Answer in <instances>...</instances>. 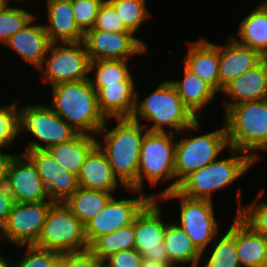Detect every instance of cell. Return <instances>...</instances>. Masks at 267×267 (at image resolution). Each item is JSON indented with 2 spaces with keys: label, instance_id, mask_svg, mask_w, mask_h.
Here are the masks:
<instances>
[{
  "label": "cell",
  "instance_id": "6da1fadb",
  "mask_svg": "<svg viewBox=\"0 0 267 267\" xmlns=\"http://www.w3.org/2000/svg\"><path fill=\"white\" fill-rule=\"evenodd\" d=\"M147 132L143 124L132 118H112L106 120L96 136L114 176L125 188L138 190L140 150Z\"/></svg>",
  "mask_w": 267,
  "mask_h": 267
},
{
  "label": "cell",
  "instance_id": "7a4b0ae2",
  "mask_svg": "<svg viewBox=\"0 0 267 267\" xmlns=\"http://www.w3.org/2000/svg\"><path fill=\"white\" fill-rule=\"evenodd\" d=\"M155 87L145 98H141L137 89L135 109L131 116L143 124L147 131L177 135L198 120L183 104L169 78Z\"/></svg>",
  "mask_w": 267,
  "mask_h": 267
},
{
  "label": "cell",
  "instance_id": "3957f363",
  "mask_svg": "<svg viewBox=\"0 0 267 267\" xmlns=\"http://www.w3.org/2000/svg\"><path fill=\"white\" fill-rule=\"evenodd\" d=\"M51 88L53 111L80 134L98 135L106 118L101 113L97 92L89 79L60 83Z\"/></svg>",
  "mask_w": 267,
  "mask_h": 267
},
{
  "label": "cell",
  "instance_id": "277c9868",
  "mask_svg": "<svg viewBox=\"0 0 267 267\" xmlns=\"http://www.w3.org/2000/svg\"><path fill=\"white\" fill-rule=\"evenodd\" d=\"M203 120H196L176 135L174 161L176 189L186 176L215 161L230 148L224 122L222 121L223 125L220 128L202 132Z\"/></svg>",
  "mask_w": 267,
  "mask_h": 267
},
{
  "label": "cell",
  "instance_id": "5b68a950",
  "mask_svg": "<svg viewBox=\"0 0 267 267\" xmlns=\"http://www.w3.org/2000/svg\"><path fill=\"white\" fill-rule=\"evenodd\" d=\"M226 152H229L228 157L223 154L215 161L186 176L178 184L176 191L191 199L214 201L213 196L217 191L234 185L237 180L249 173L253 165L257 164L245 152L234 148H229ZM222 156H224L223 159Z\"/></svg>",
  "mask_w": 267,
  "mask_h": 267
},
{
  "label": "cell",
  "instance_id": "8992f818",
  "mask_svg": "<svg viewBox=\"0 0 267 267\" xmlns=\"http://www.w3.org/2000/svg\"><path fill=\"white\" fill-rule=\"evenodd\" d=\"M175 148L176 134L149 131L145 134L139 157L138 191L146 190L145 180L151 189L170 182L157 193H149L152 199H158L163 194L176 190Z\"/></svg>",
  "mask_w": 267,
  "mask_h": 267
},
{
  "label": "cell",
  "instance_id": "52a82bcc",
  "mask_svg": "<svg viewBox=\"0 0 267 267\" xmlns=\"http://www.w3.org/2000/svg\"><path fill=\"white\" fill-rule=\"evenodd\" d=\"M223 114L230 148L247 153L256 163L267 152V99L243 102Z\"/></svg>",
  "mask_w": 267,
  "mask_h": 267
},
{
  "label": "cell",
  "instance_id": "ba28073f",
  "mask_svg": "<svg viewBox=\"0 0 267 267\" xmlns=\"http://www.w3.org/2000/svg\"><path fill=\"white\" fill-rule=\"evenodd\" d=\"M19 136L27 135L22 151L46 150L50 146L74 139L79 132L65 122L46 102L29 103L19 106ZM25 134V135H24ZM33 137V138H32Z\"/></svg>",
  "mask_w": 267,
  "mask_h": 267
},
{
  "label": "cell",
  "instance_id": "9c48e42d",
  "mask_svg": "<svg viewBox=\"0 0 267 267\" xmlns=\"http://www.w3.org/2000/svg\"><path fill=\"white\" fill-rule=\"evenodd\" d=\"M161 204L168 201H177L180 205L177 215L178 219L170 218L193 241L197 249L202 253L213 242L216 236L222 231L219 218L216 216L215 201L191 199L178 193L176 190L167 192L158 198Z\"/></svg>",
  "mask_w": 267,
  "mask_h": 267
},
{
  "label": "cell",
  "instance_id": "30bf717a",
  "mask_svg": "<svg viewBox=\"0 0 267 267\" xmlns=\"http://www.w3.org/2000/svg\"><path fill=\"white\" fill-rule=\"evenodd\" d=\"M34 246L59 254L89 250L85 225L64 203H54Z\"/></svg>",
  "mask_w": 267,
  "mask_h": 267
},
{
  "label": "cell",
  "instance_id": "8fae6325",
  "mask_svg": "<svg viewBox=\"0 0 267 267\" xmlns=\"http://www.w3.org/2000/svg\"><path fill=\"white\" fill-rule=\"evenodd\" d=\"M90 58L84 42L51 43L43 64L37 70L41 82L50 87L89 79Z\"/></svg>",
  "mask_w": 267,
  "mask_h": 267
},
{
  "label": "cell",
  "instance_id": "7c38bea8",
  "mask_svg": "<svg viewBox=\"0 0 267 267\" xmlns=\"http://www.w3.org/2000/svg\"><path fill=\"white\" fill-rule=\"evenodd\" d=\"M124 192H129L130 195L124 197L123 193L119 195L120 192L113 195L106 206L85 225L89 246L101 235L115 232L133 223L135 216L152 199L148 193L133 188H126ZM122 195L123 197H120Z\"/></svg>",
  "mask_w": 267,
  "mask_h": 267
},
{
  "label": "cell",
  "instance_id": "4fadbf2b",
  "mask_svg": "<svg viewBox=\"0 0 267 267\" xmlns=\"http://www.w3.org/2000/svg\"><path fill=\"white\" fill-rule=\"evenodd\" d=\"M159 203V199H151L135 216L134 249L142 255V259L169 263L163 237L166 225L170 221L165 219L166 216L170 218V215L163 214L166 210Z\"/></svg>",
  "mask_w": 267,
  "mask_h": 267
},
{
  "label": "cell",
  "instance_id": "5bb4252c",
  "mask_svg": "<svg viewBox=\"0 0 267 267\" xmlns=\"http://www.w3.org/2000/svg\"><path fill=\"white\" fill-rule=\"evenodd\" d=\"M53 204L52 201L15 202L0 229V242H9L14 248L34 245Z\"/></svg>",
  "mask_w": 267,
  "mask_h": 267
},
{
  "label": "cell",
  "instance_id": "9a60e30c",
  "mask_svg": "<svg viewBox=\"0 0 267 267\" xmlns=\"http://www.w3.org/2000/svg\"><path fill=\"white\" fill-rule=\"evenodd\" d=\"M90 61L134 60V56L148 53V44L133 32L88 30L83 40Z\"/></svg>",
  "mask_w": 267,
  "mask_h": 267
},
{
  "label": "cell",
  "instance_id": "2e32d148",
  "mask_svg": "<svg viewBox=\"0 0 267 267\" xmlns=\"http://www.w3.org/2000/svg\"><path fill=\"white\" fill-rule=\"evenodd\" d=\"M5 184L14 202L50 201L35 164L25 153L13 158Z\"/></svg>",
  "mask_w": 267,
  "mask_h": 267
},
{
  "label": "cell",
  "instance_id": "e0dca14e",
  "mask_svg": "<svg viewBox=\"0 0 267 267\" xmlns=\"http://www.w3.org/2000/svg\"><path fill=\"white\" fill-rule=\"evenodd\" d=\"M35 164L50 201L64 203L77 189V176L64 169L47 150L22 151Z\"/></svg>",
  "mask_w": 267,
  "mask_h": 267
},
{
  "label": "cell",
  "instance_id": "ac0fdd59",
  "mask_svg": "<svg viewBox=\"0 0 267 267\" xmlns=\"http://www.w3.org/2000/svg\"><path fill=\"white\" fill-rule=\"evenodd\" d=\"M40 14L36 16L20 31L10 37L4 44L5 48L15 52L21 58L24 64H29L38 70L43 64L47 55L51 41L44 28L43 22H40ZM40 23H39V22Z\"/></svg>",
  "mask_w": 267,
  "mask_h": 267
},
{
  "label": "cell",
  "instance_id": "d6986e66",
  "mask_svg": "<svg viewBox=\"0 0 267 267\" xmlns=\"http://www.w3.org/2000/svg\"><path fill=\"white\" fill-rule=\"evenodd\" d=\"M219 44V93L231 81L258 65L265 57L257 50L240 44L231 34Z\"/></svg>",
  "mask_w": 267,
  "mask_h": 267
},
{
  "label": "cell",
  "instance_id": "ffe728a7",
  "mask_svg": "<svg viewBox=\"0 0 267 267\" xmlns=\"http://www.w3.org/2000/svg\"><path fill=\"white\" fill-rule=\"evenodd\" d=\"M220 93L225 96V100L221 101L223 113L243 102L267 99V57L242 76L231 81Z\"/></svg>",
  "mask_w": 267,
  "mask_h": 267
},
{
  "label": "cell",
  "instance_id": "44dd1931",
  "mask_svg": "<svg viewBox=\"0 0 267 267\" xmlns=\"http://www.w3.org/2000/svg\"><path fill=\"white\" fill-rule=\"evenodd\" d=\"M205 38L186 42L182 64L219 93V44Z\"/></svg>",
  "mask_w": 267,
  "mask_h": 267
},
{
  "label": "cell",
  "instance_id": "7402d4cb",
  "mask_svg": "<svg viewBox=\"0 0 267 267\" xmlns=\"http://www.w3.org/2000/svg\"><path fill=\"white\" fill-rule=\"evenodd\" d=\"M45 3L43 21L51 43L82 42L84 33L75 23L71 0H42ZM47 20V21H46Z\"/></svg>",
  "mask_w": 267,
  "mask_h": 267
},
{
  "label": "cell",
  "instance_id": "603a6c76",
  "mask_svg": "<svg viewBox=\"0 0 267 267\" xmlns=\"http://www.w3.org/2000/svg\"><path fill=\"white\" fill-rule=\"evenodd\" d=\"M78 186L118 194L126 188L114 176L106 154L97 144L88 154L77 176ZM120 186V187H119Z\"/></svg>",
  "mask_w": 267,
  "mask_h": 267
},
{
  "label": "cell",
  "instance_id": "cb8c5ba5",
  "mask_svg": "<svg viewBox=\"0 0 267 267\" xmlns=\"http://www.w3.org/2000/svg\"><path fill=\"white\" fill-rule=\"evenodd\" d=\"M182 66V79H170L169 81L175 87L183 104L197 119H202L204 117L202 114H206L203 110H206L205 107H208L210 103L216 101L218 92L183 64Z\"/></svg>",
  "mask_w": 267,
  "mask_h": 267
},
{
  "label": "cell",
  "instance_id": "d4e9b609",
  "mask_svg": "<svg viewBox=\"0 0 267 267\" xmlns=\"http://www.w3.org/2000/svg\"><path fill=\"white\" fill-rule=\"evenodd\" d=\"M136 82H119L101 88L97 101L106 119L131 118L136 104Z\"/></svg>",
  "mask_w": 267,
  "mask_h": 267
},
{
  "label": "cell",
  "instance_id": "484cf974",
  "mask_svg": "<svg viewBox=\"0 0 267 267\" xmlns=\"http://www.w3.org/2000/svg\"><path fill=\"white\" fill-rule=\"evenodd\" d=\"M235 38L240 44L257 50L267 57V4L258 2L239 22Z\"/></svg>",
  "mask_w": 267,
  "mask_h": 267
},
{
  "label": "cell",
  "instance_id": "4316f807",
  "mask_svg": "<svg viewBox=\"0 0 267 267\" xmlns=\"http://www.w3.org/2000/svg\"><path fill=\"white\" fill-rule=\"evenodd\" d=\"M232 221L202 252L198 267H241L236 249V215Z\"/></svg>",
  "mask_w": 267,
  "mask_h": 267
},
{
  "label": "cell",
  "instance_id": "83f0119b",
  "mask_svg": "<svg viewBox=\"0 0 267 267\" xmlns=\"http://www.w3.org/2000/svg\"><path fill=\"white\" fill-rule=\"evenodd\" d=\"M236 249L241 267H263L267 258V237L255 232L236 215Z\"/></svg>",
  "mask_w": 267,
  "mask_h": 267
},
{
  "label": "cell",
  "instance_id": "f1b7e54d",
  "mask_svg": "<svg viewBox=\"0 0 267 267\" xmlns=\"http://www.w3.org/2000/svg\"><path fill=\"white\" fill-rule=\"evenodd\" d=\"M163 241L168 252L169 264L174 267L182 264L198 267L202 253L185 231L172 220L166 225Z\"/></svg>",
  "mask_w": 267,
  "mask_h": 267
},
{
  "label": "cell",
  "instance_id": "f546056e",
  "mask_svg": "<svg viewBox=\"0 0 267 267\" xmlns=\"http://www.w3.org/2000/svg\"><path fill=\"white\" fill-rule=\"evenodd\" d=\"M97 145L95 135L78 134L74 139L46 150L67 171L78 176L90 151Z\"/></svg>",
  "mask_w": 267,
  "mask_h": 267
},
{
  "label": "cell",
  "instance_id": "4dcf8cb0",
  "mask_svg": "<svg viewBox=\"0 0 267 267\" xmlns=\"http://www.w3.org/2000/svg\"><path fill=\"white\" fill-rule=\"evenodd\" d=\"M129 63L133 62L130 60L91 61L89 80L93 89L98 92L101 88L119 84V82H136V78L133 77L134 71L132 72Z\"/></svg>",
  "mask_w": 267,
  "mask_h": 267
},
{
  "label": "cell",
  "instance_id": "1f68e13d",
  "mask_svg": "<svg viewBox=\"0 0 267 267\" xmlns=\"http://www.w3.org/2000/svg\"><path fill=\"white\" fill-rule=\"evenodd\" d=\"M113 195L109 192L78 187L64 204L86 225L106 206Z\"/></svg>",
  "mask_w": 267,
  "mask_h": 267
},
{
  "label": "cell",
  "instance_id": "d6a6232c",
  "mask_svg": "<svg viewBox=\"0 0 267 267\" xmlns=\"http://www.w3.org/2000/svg\"><path fill=\"white\" fill-rule=\"evenodd\" d=\"M241 189L242 188L238 187L235 193L237 198V209L235 211V215H238L255 232L267 237V201L261 200L265 196V188L260 189L259 192H257L255 199L250 202L248 200L246 202L247 204L241 200L244 199L242 197L244 190Z\"/></svg>",
  "mask_w": 267,
  "mask_h": 267
},
{
  "label": "cell",
  "instance_id": "836d02e7",
  "mask_svg": "<svg viewBox=\"0 0 267 267\" xmlns=\"http://www.w3.org/2000/svg\"><path fill=\"white\" fill-rule=\"evenodd\" d=\"M135 230L134 221L128 226L122 227L115 232L101 235L91 245L89 250L103 262L112 254L122 250L134 249Z\"/></svg>",
  "mask_w": 267,
  "mask_h": 267
},
{
  "label": "cell",
  "instance_id": "e575fe53",
  "mask_svg": "<svg viewBox=\"0 0 267 267\" xmlns=\"http://www.w3.org/2000/svg\"><path fill=\"white\" fill-rule=\"evenodd\" d=\"M6 0L0 6V44L4 45L12 35L22 30L36 15L28 6ZM15 4V5H14ZM20 5V6H19ZM29 9V10H28Z\"/></svg>",
  "mask_w": 267,
  "mask_h": 267
},
{
  "label": "cell",
  "instance_id": "d590c367",
  "mask_svg": "<svg viewBox=\"0 0 267 267\" xmlns=\"http://www.w3.org/2000/svg\"><path fill=\"white\" fill-rule=\"evenodd\" d=\"M116 10L124 26L136 36L147 20L153 18L147 0H107Z\"/></svg>",
  "mask_w": 267,
  "mask_h": 267
},
{
  "label": "cell",
  "instance_id": "8d00e7d4",
  "mask_svg": "<svg viewBox=\"0 0 267 267\" xmlns=\"http://www.w3.org/2000/svg\"><path fill=\"white\" fill-rule=\"evenodd\" d=\"M12 101L0 104V149H11L17 139L22 140L19 139L18 98Z\"/></svg>",
  "mask_w": 267,
  "mask_h": 267
},
{
  "label": "cell",
  "instance_id": "74e56055",
  "mask_svg": "<svg viewBox=\"0 0 267 267\" xmlns=\"http://www.w3.org/2000/svg\"><path fill=\"white\" fill-rule=\"evenodd\" d=\"M105 0H71L75 23L85 34L92 29L100 6Z\"/></svg>",
  "mask_w": 267,
  "mask_h": 267
},
{
  "label": "cell",
  "instance_id": "f35d334b",
  "mask_svg": "<svg viewBox=\"0 0 267 267\" xmlns=\"http://www.w3.org/2000/svg\"><path fill=\"white\" fill-rule=\"evenodd\" d=\"M17 248L18 250L23 249L24 255L19 257V261L13 262L14 267H51L53 262L61 255L34 245L17 246L16 250Z\"/></svg>",
  "mask_w": 267,
  "mask_h": 267
},
{
  "label": "cell",
  "instance_id": "ab89813d",
  "mask_svg": "<svg viewBox=\"0 0 267 267\" xmlns=\"http://www.w3.org/2000/svg\"><path fill=\"white\" fill-rule=\"evenodd\" d=\"M90 30L131 32L124 26L116 10L107 0L100 6L94 26Z\"/></svg>",
  "mask_w": 267,
  "mask_h": 267
},
{
  "label": "cell",
  "instance_id": "60d3db41",
  "mask_svg": "<svg viewBox=\"0 0 267 267\" xmlns=\"http://www.w3.org/2000/svg\"><path fill=\"white\" fill-rule=\"evenodd\" d=\"M142 255L136 249L122 250L103 262L107 267H140Z\"/></svg>",
  "mask_w": 267,
  "mask_h": 267
},
{
  "label": "cell",
  "instance_id": "b9f144b4",
  "mask_svg": "<svg viewBox=\"0 0 267 267\" xmlns=\"http://www.w3.org/2000/svg\"><path fill=\"white\" fill-rule=\"evenodd\" d=\"M67 267H97L101 261L90 251L66 253Z\"/></svg>",
  "mask_w": 267,
  "mask_h": 267
},
{
  "label": "cell",
  "instance_id": "7bdbcfd3",
  "mask_svg": "<svg viewBox=\"0 0 267 267\" xmlns=\"http://www.w3.org/2000/svg\"><path fill=\"white\" fill-rule=\"evenodd\" d=\"M14 203L13 197L9 193L6 184L0 183V229L6 222Z\"/></svg>",
  "mask_w": 267,
  "mask_h": 267
},
{
  "label": "cell",
  "instance_id": "ee69618b",
  "mask_svg": "<svg viewBox=\"0 0 267 267\" xmlns=\"http://www.w3.org/2000/svg\"><path fill=\"white\" fill-rule=\"evenodd\" d=\"M6 150L9 151L11 149H0V183L6 182L10 164L17 154L16 152L10 153L12 151L5 152Z\"/></svg>",
  "mask_w": 267,
  "mask_h": 267
},
{
  "label": "cell",
  "instance_id": "f6af8a7d",
  "mask_svg": "<svg viewBox=\"0 0 267 267\" xmlns=\"http://www.w3.org/2000/svg\"><path fill=\"white\" fill-rule=\"evenodd\" d=\"M140 267H174V266L169 263H162L158 261L143 259Z\"/></svg>",
  "mask_w": 267,
  "mask_h": 267
},
{
  "label": "cell",
  "instance_id": "bcb514c9",
  "mask_svg": "<svg viewBox=\"0 0 267 267\" xmlns=\"http://www.w3.org/2000/svg\"><path fill=\"white\" fill-rule=\"evenodd\" d=\"M11 257L8 258V256L3 255V253L0 250V267H14L13 264V259H10Z\"/></svg>",
  "mask_w": 267,
  "mask_h": 267
},
{
  "label": "cell",
  "instance_id": "7dc6e473",
  "mask_svg": "<svg viewBox=\"0 0 267 267\" xmlns=\"http://www.w3.org/2000/svg\"><path fill=\"white\" fill-rule=\"evenodd\" d=\"M51 267H67L66 253L61 254L52 264Z\"/></svg>",
  "mask_w": 267,
  "mask_h": 267
},
{
  "label": "cell",
  "instance_id": "c3c4849f",
  "mask_svg": "<svg viewBox=\"0 0 267 267\" xmlns=\"http://www.w3.org/2000/svg\"><path fill=\"white\" fill-rule=\"evenodd\" d=\"M9 1H14V2L16 1L17 3H21V2H22V3H21L22 6H23V4H24L25 6L27 5V4H26L27 0H23L24 2H23L22 0H9ZM33 1H34V0H33ZM30 3H32V0L30 1Z\"/></svg>",
  "mask_w": 267,
  "mask_h": 267
},
{
  "label": "cell",
  "instance_id": "681fc988",
  "mask_svg": "<svg viewBox=\"0 0 267 267\" xmlns=\"http://www.w3.org/2000/svg\"><path fill=\"white\" fill-rule=\"evenodd\" d=\"M97 267H107L104 262H101Z\"/></svg>",
  "mask_w": 267,
  "mask_h": 267
},
{
  "label": "cell",
  "instance_id": "f907efd6",
  "mask_svg": "<svg viewBox=\"0 0 267 267\" xmlns=\"http://www.w3.org/2000/svg\"><path fill=\"white\" fill-rule=\"evenodd\" d=\"M263 267H267V258L265 259V263Z\"/></svg>",
  "mask_w": 267,
  "mask_h": 267
},
{
  "label": "cell",
  "instance_id": "816d5d0a",
  "mask_svg": "<svg viewBox=\"0 0 267 267\" xmlns=\"http://www.w3.org/2000/svg\"><path fill=\"white\" fill-rule=\"evenodd\" d=\"M6 0H0V6L5 2Z\"/></svg>",
  "mask_w": 267,
  "mask_h": 267
}]
</instances>
